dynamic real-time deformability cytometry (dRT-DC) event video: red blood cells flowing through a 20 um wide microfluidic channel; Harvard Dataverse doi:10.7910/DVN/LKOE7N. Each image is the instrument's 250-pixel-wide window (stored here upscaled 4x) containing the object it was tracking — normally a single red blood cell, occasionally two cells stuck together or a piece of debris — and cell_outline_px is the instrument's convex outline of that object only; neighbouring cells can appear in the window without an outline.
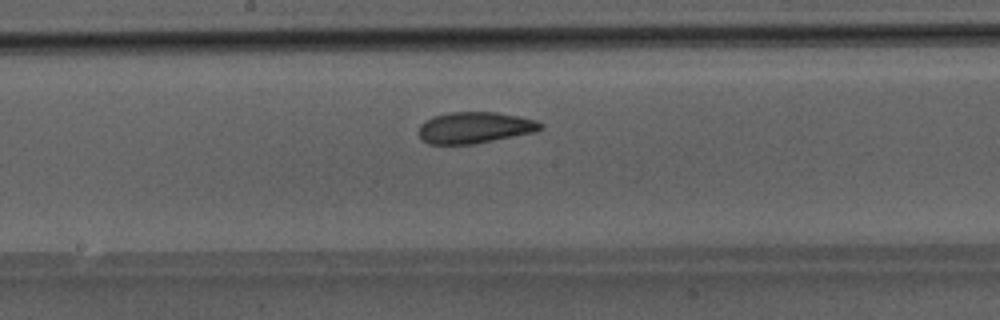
{"species": "Egyptian fruit bat (a non-hibernating species)", "species_latin": "Rousettus aegyptiacus", "temperature_condition": "room temperature", "stored_images_in_passage": 30, "camera_frame_rate_fps": 3000, "um_per_image_px": 0.085, "animal": {"sex": "male"}, "frame": {"image": 1, "passage_image": 13, "time_ms": 4.0, "image_size_px": [1000, 320], "cell_outline_px": [[544, 128], [536, 132], [472, 144], [428, 144], [420, 136], [420, 124], [432, 116], [448, 112], [496, 112], [536, 120], [544, 124]], "centroid_in_image_um": [40.38, 10.84], "position_along_channel_um": 207.8, "area_um2": 22.2}}
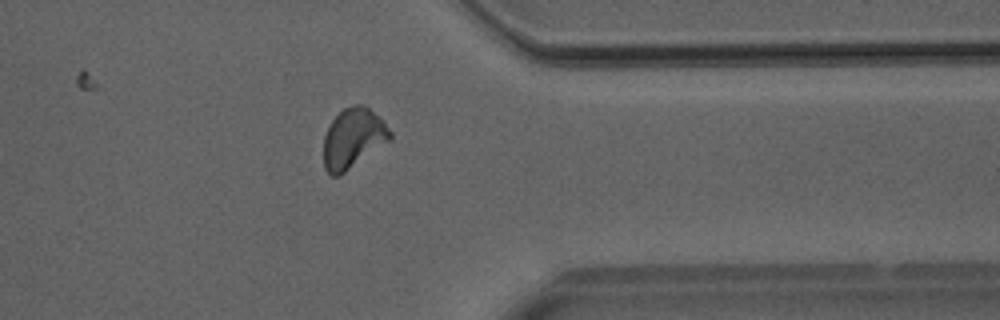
{"frame": {"image": 2, "passage_image": 26, "time_ms": 8.333, "image_size_px": [1000, 320], "cell_outline_px": [[392, 136], [388, 140], [340, 176], [332, 176], [324, 168], [324, 136], [328, 124], [344, 108], [356, 104], [364, 104], [384, 120], [392, 132]], "centroid_in_image_um": [30.0, 11.73], "position_along_channel_um": 381.4, "area_um2": 23.06}}